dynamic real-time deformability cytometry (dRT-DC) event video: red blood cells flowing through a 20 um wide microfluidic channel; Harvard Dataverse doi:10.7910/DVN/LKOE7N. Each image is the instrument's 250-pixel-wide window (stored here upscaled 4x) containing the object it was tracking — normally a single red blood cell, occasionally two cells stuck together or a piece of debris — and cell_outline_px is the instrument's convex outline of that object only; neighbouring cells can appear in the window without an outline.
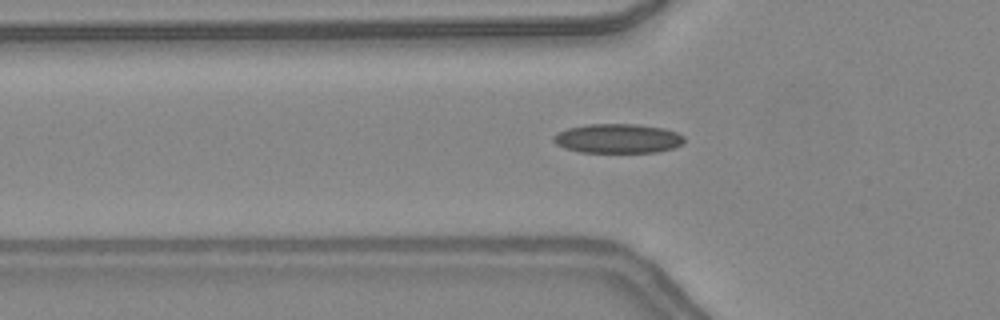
{"species": "common noctule bat (a hibernating species)", "species_latin": "Nyctalus noctula", "temperature_condition": "warm", "stored_images_in_passage": 31, "camera_frame_rate_fps": 3000, "um_per_image_px": 0.085, "animal": {"sex": "female", "body_mass_g": 24.6, "forearm_length_mm": 56.2}, "frame": {"image": 1, "passage_image": 5, "time_ms": 1.333, "image_size_px": [1000, 320], "cell_outline_px": [[684, 144], [672, 148], [656, 152], [580, 152], [564, 148], [556, 144], [552, 140], [552, 136], [556, 132], [568, 128], [588, 124], [636, 124], [664, 128], [676, 132], [684, 136]], "centroid_in_image_um": [52.49, 11.77], "position_along_channel_um": 73.3, "area_um2": 22.48}}
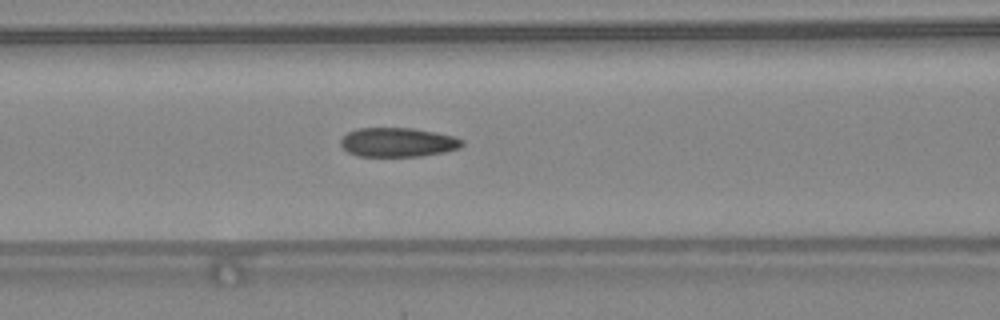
{"frame": {"image": 2, "passage_image": 9, "time_ms": 2.667, "image_size_px": [1000, 320], "cell_outline_px": [[464, 144], [460, 148], [444, 152], [420, 156], [356, 156], [348, 152], [340, 144], [340, 140], [348, 132], [356, 128], [412, 128], [436, 132], [452, 136], [464, 140]], "centroid_in_image_um": [33.82, 12.09], "position_along_channel_um": 132.8, "area_um2": 20.69}}
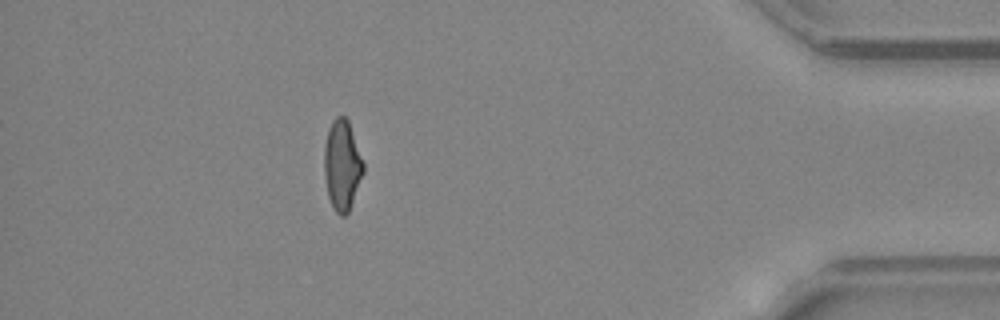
{"frame": {"image": 3, "passage_image": 31, "time_ms": 10.0, "image_size_px": [1000, 320], "cell_outline_px": [[364, 172], [348, 212], [344, 216], [340, 216], [332, 208], [328, 196], [324, 176], [324, 144], [328, 128], [332, 120], [336, 116], [344, 116], [348, 120], [364, 164]], "centroid_in_image_um": [29.06, 14.04], "position_along_channel_um": 406.1, "area_um2": 20.63}, "authors_computed_cell_mechanics": {"area_um2": 20.9814, "velocity_mm_per_s": 4.3863, "shape_relaxation_time_tau1_ms": 8.1324, "shape_relaxation_time_tau2_ms": 1.3411, "deformation_change_tau1": 0.2084, "deformation_change_tau2": 0.0774}}